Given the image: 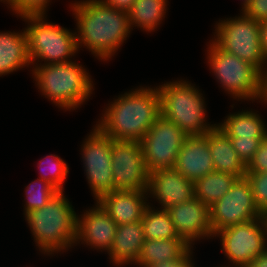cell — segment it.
I'll return each mask as SVG.
<instances>
[{
    "label": "cell",
    "instance_id": "836d02e7",
    "mask_svg": "<svg viewBox=\"0 0 267 267\" xmlns=\"http://www.w3.org/2000/svg\"><path fill=\"white\" fill-rule=\"evenodd\" d=\"M193 246L182 257L175 260H165L164 262H157L149 267H196L192 260Z\"/></svg>",
    "mask_w": 267,
    "mask_h": 267
},
{
    "label": "cell",
    "instance_id": "60d3db41",
    "mask_svg": "<svg viewBox=\"0 0 267 267\" xmlns=\"http://www.w3.org/2000/svg\"><path fill=\"white\" fill-rule=\"evenodd\" d=\"M15 0H0V2H3L5 4H8L7 6L9 7Z\"/></svg>",
    "mask_w": 267,
    "mask_h": 267
},
{
    "label": "cell",
    "instance_id": "484cf974",
    "mask_svg": "<svg viewBox=\"0 0 267 267\" xmlns=\"http://www.w3.org/2000/svg\"><path fill=\"white\" fill-rule=\"evenodd\" d=\"M149 204L141 220L145 240L181 238L178 236L167 210L160 207L155 210L150 202Z\"/></svg>",
    "mask_w": 267,
    "mask_h": 267
},
{
    "label": "cell",
    "instance_id": "8992f818",
    "mask_svg": "<svg viewBox=\"0 0 267 267\" xmlns=\"http://www.w3.org/2000/svg\"><path fill=\"white\" fill-rule=\"evenodd\" d=\"M28 26L25 32L32 67L71 62L78 53L76 32L48 22L45 15L21 17ZM44 63H41L43 62ZM38 62H40L38 64Z\"/></svg>",
    "mask_w": 267,
    "mask_h": 267
},
{
    "label": "cell",
    "instance_id": "1f68e13d",
    "mask_svg": "<svg viewBox=\"0 0 267 267\" xmlns=\"http://www.w3.org/2000/svg\"><path fill=\"white\" fill-rule=\"evenodd\" d=\"M246 172H267V136L261 140L258 150L246 165Z\"/></svg>",
    "mask_w": 267,
    "mask_h": 267
},
{
    "label": "cell",
    "instance_id": "74e56055",
    "mask_svg": "<svg viewBox=\"0 0 267 267\" xmlns=\"http://www.w3.org/2000/svg\"><path fill=\"white\" fill-rule=\"evenodd\" d=\"M247 267H267V249L259 254Z\"/></svg>",
    "mask_w": 267,
    "mask_h": 267
},
{
    "label": "cell",
    "instance_id": "cb8c5ba5",
    "mask_svg": "<svg viewBox=\"0 0 267 267\" xmlns=\"http://www.w3.org/2000/svg\"><path fill=\"white\" fill-rule=\"evenodd\" d=\"M168 0H136L128 11L131 30L154 32L166 16Z\"/></svg>",
    "mask_w": 267,
    "mask_h": 267
},
{
    "label": "cell",
    "instance_id": "f546056e",
    "mask_svg": "<svg viewBox=\"0 0 267 267\" xmlns=\"http://www.w3.org/2000/svg\"><path fill=\"white\" fill-rule=\"evenodd\" d=\"M50 0H15L8 8L19 16L46 15Z\"/></svg>",
    "mask_w": 267,
    "mask_h": 267
},
{
    "label": "cell",
    "instance_id": "ab89813d",
    "mask_svg": "<svg viewBox=\"0 0 267 267\" xmlns=\"http://www.w3.org/2000/svg\"><path fill=\"white\" fill-rule=\"evenodd\" d=\"M242 2H243V3H242V5H241V6H242V7H241V8H242L241 11L244 12L245 9L250 5L251 0H242Z\"/></svg>",
    "mask_w": 267,
    "mask_h": 267
},
{
    "label": "cell",
    "instance_id": "7402d4cb",
    "mask_svg": "<svg viewBox=\"0 0 267 267\" xmlns=\"http://www.w3.org/2000/svg\"><path fill=\"white\" fill-rule=\"evenodd\" d=\"M251 110L230 113L224 121L217 124L228 137H240V139H264L267 136V128L262 115Z\"/></svg>",
    "mask_w": 267,
    "mask_h": 267
},
{
    "label": "cell",
    "instance_id": "d6a6232c",
    "mask_svg": "<svg viewBox=\"0 0 267 267\" xmlns=\"http://www.w3.org/2000/svg\"><path fill=\"white\" fill-rule=\"evenodd\" d=\"M243 13L257 22L267 20V0H251Z\"/></svg>",
    "mask_w": 267,
    "mask_h": 267
},
{
    "label": "cell",
    "instance_id": "5bb4252c",
    "mask_svg": "<svg viewBox=\"0 0 267 267\" xmlns=\"http://www.w3.org/2000/svg\"><path fill=\"white\" fill-rule=\"evenodd\" d=\"M179 237L191 247L195 241L213 239L209 207L197 198L166 209ZM194 242V243H193Z\"/></svg>",
    "mask_w": 267,
    "mask_h": 267
},
{
    "label": "cell",
    "instance_id": "9a60e30c",
    "mask_svg": "<svg viewBox=\"0 0 267 267\" xmlns=\"http://www.w3.org/2000/svg\"><path fill=\"white\" fill-rule=\"evenodd\" d=\"M117 224L96 201L95 207L87 209L83 214H77L76 240L77 244H86L91 249L109 252L117 230Z\"/></svg>",
    "mask_w": 267,
    "mask_h": 267
},
{
    "label": "cell",
    "instance_id": "2e32d148",
    "mask_svg": "<svg viewBox=\"0 0 267 267\" xmlns=\"http://www.w3.org/2000/svg\"><path fill=\"white\" fill-rule=\"evenodd\" d=\"M147 195L156 199L161 209H168L195 197L194 182L174 167L157 169L149 172Z\"/></svg>",
    "mask_w": 267,
    "mask_h": 267
},
{
    "label": "cell",
    "instance_id": "7c38bea8",
    "mask_svg": "<svg viewBox=\"0 0 267 267\" xmlns=\"http://www.w3.org/2000/svg\"><path fill=\"white\" fill-rule=\"evenodd\" d=\"M114 190L147 191L149 171L141 141L111 139Z\"/></svg>",
    "mask_w": 267,
    "mask_h": 267
},
{
    "label": "cell",
    "instance_id": "5b68a950",
    "mask_svg": "<svg viewBox=\"0 0 267 267\" xmlns=\"http://www.w3.org/2000/svg\"><path fill=\"white\" fill-rule=\"evenodd\" d=\"M157 89L161 115L178 126L186 136L205 135L217 126L207 122L205 99L191 82L173 80L157 86Z\"/></svg>",
    "mask_w": 267,
    "mask_h": 267
},
{
    "label": "cell",
    "instance_id": "f35d334b",
    "mask_svg": "<svg viewBox=\"0 0 267 267\" xmlns=\"http://www.w3.org/2000/svg\"><path fill=\"white\" fill-rule=\"evenodd\" d=\"M261 219H262L263 224H264L265 233H266V239H267V211L262 213Z\"/></svg>",
    "mask_w": 267,
    "mask_h": 267
},
{
    "label": "cell",
    "instance_id": "7a4b0ae2",
    "mask_svg": "<svg viewBox=\"0 0 267 267\" xmlns=\"http://www.w3.org/2000/svg\"><path fill=\"white\" fill-rule=\"evenodd\" d=\"M107 105L96 126L113 140L141 141L161 115L157 86H140Z\"/></svg>",
    "mask_w": 267,
    "mask_h": 267
},
{
    "label": "cell",
    "instance_id": "603a6c76",
    "mask_svg": "<svg viewBox=\"0 0 267 267\" xmlns=\"http://www.w3.org/2000/svg\"><path fill=\"white\" fill-rule=\"evenodd\" d=\"M190 248L183 238L145 240L136 266L149 267L157 262L175 260Z\"/></svg>",
    "mask_w": 267,
    "mask_h": 267
},
{
    "label": "cell",
    "instance_id": "ffe728a7",
    "mask_svg": "<svg viewBox=\"0 0 267 267\" xmlns=\"http://www.w3.org/2000/svg\"><path fill=\"white\" fill-rule=\"evenodd\" d=\"M31 65L25 29L0 32V76Z\"/></svg>",
    "mask_w": 267,
    "mask_h": 267
},
{
    "label": "cell",
    "instance_id": "d590c367",
    "mask_svg": "<svg viewBox=\"0 0 267 267\" xmlns=\"http://www.w3.org/2000/svg\"><path fill=\"white\" fill-rule=\"evenodd\" d=\"M259 40L262 55L267 61V20L259 22Z\"/></svg>",
    "mask_w": 267,
    "mask_h": 267
},
{
    "label": "cell",
    "instance_id": "9c48e42d",
    "mask_svg": "<svg viewBox=\"0 0 267 267\" xmlns=\"http://www.w3.org/2000/svg\"><path fill=\"white\" fill-rule=\"evenodd\" d=\"M214 237L220 238L221 251L232 267H247L267 249L266 233L261 218L221 229Z\"/></svg>",
    "mask_w": 267,
    "mask_h": 267
},
{
    "label": "cell",
    "instance_id": "8d00e7d4",
    "mask_svg": "<svg viewBox=\"0 0 267 267\" xmlns=\"http://www.w3.org/2000/svg\"><path fill=\"white\" fill-rule=\"evenodd\" d=\"M267 63L265 64L264 68L261 71V78H260V94L258 100L261 103L267 104Z\"/></svg>",
    "mask_w": 267,
    "mask_h": 267
},
{
    "label": "cell",
    "instance_id": "d6986e66",
    "mask_svg": "<svg viewBox=\"0 0 267 267\" xmlns=\"http://www.w3.org/2000/svg\"><path fill=\"white\" fill-rule=\"evenodd\" d=\"M144 241L141 221L118 225L111 249L108 252L110 262L116 267L136 265Z\"/></svg>",
    "mask_w": 267,
    "mask_h": 267
},
{
    "label": "cell",
    "instance_id": "6da1fadb",
    "mask_svg": "<svg viewBox=\"0 0 267 267\" xmlns=\"http://www.w3.org/2000/svg\"><path fill=\"white\" fill-rule=\"evenodd\" d=\"M70 8L76 20L78 51L84 46L101 61L112 59L131 33L128 13L101 0L75 1Z\"/></svg>",
    "mask_w": 267,
    "mask_h": 267
},
{
    "label": "cell",
    "instance_id": "30bf717a",
    "mask_svg": "<svg viewBox=\"0 0 267 267\" xmlns=\"http://www.w3.org/2000/svg\"><path fill=\"white\" fill-rule=\"evenodd\" d=\"M82 143L81 155L83 167L94 200L114 191L111 160V138L96 125Z\"/></svg>",
    "mask_w": 267,
    "mask_h": 267
},
{
    "label": "cell",
    "instance_id": "52a82bcc",
    "mask_svg": "<svg viewBox=\"0 0 267 267\" xmlns=\"http://www.w3.org/2000/svg\"><path fill=\"white\" fill-rule=\"evenodd\" d=\"M207 63L217 82L238 101L252 103L260 94L261 72L250 63L221 50L212 40L207 44Z\"/></svg>",
    "mask_w": 267,
    "mask_h": 267
},
{
    "label": "cell",
    "instance_id": "8fae6325",
    "mask_svg": "<svg viewBox=\"0 0 267 267\" xmlns=\"http://www.w3.org/2000/svg\"><path fill=\"white\" fill-rule=\"evenodd\" d=\"M186 137L178 126L160 115L141 140L148 171L175 167Z\"/></svg>",
    "mask_w": 267,
    "mask_h": 267
},
{
    "label": "cell",
    "instance_id": "4316f807",
    "mask_svg": "<svg viewBox=\"0 0 267 267\" xmlns=\"http://www.w3.org/2000/svg\"><path fill=\"white\" fill-rule=\"evenodd\" d=\"M38 168L40 169L39 179L47 181L58 191H64L63 185L69 173V166L62 158L54 154L47 155L40 159Z\"/></svg>",
    "mask_w": 267,
    "mask_h": 267
},
{
    "label": "cell",
    "instance_id": "44dd1931",
    "mask_svg": "<svg viewBox=\"0 0 267 267\" xmlns=\"http://www.w3.org/2000/svg\"><path fill=\"white\" fill-rule=\"evenodd\" d=\"M208 141L215 171L245 178L246 165L238 157L230 138L216 126L208 132Z\"/></svg>",
    "mask_w": 267,
    "mask_h": 267
},
{
    "label": "cell",
    "instance_id": "e0dca14e",
    "mask_svg": "<svg viewBox=\"0 0 267 267\" xmlns=\"http://www.w3.org/2000/svg\"><path fill=\"white\" fill-rule=\"evenodd\" d=\"M174 168L194 183L215 171L209 148L208 132L205 135L185 138Z\"/></svg>",
    "mask_w": 267,
    "mask_h": 267
},
{
    "label": "cell",
    "instance_id": "3957f363",
    "mask_svg": "<svg viewBox=\"0 0 267 267\" xmlns=\"http://www.w3.org/2000/svg\"><path fill=\"white\" fill-rule=\"evenodd\" d=\"M24 216L42 254L53 256L54 253H63L74 246L77 213L64 191H59L44 207Z\"/></svg>",
    "mask_w": 267,
    "mask_h": 267
},
{
    "label": "cell",
    "instance_id": "e575fe53",
    "mask_svg": "<svg viewBox=\"0 0 267 267\" xmlns=\"http://www.w3.org/2000/svg\"><path fill=\"white\" fill-rule=\"evenodd\" d=\"M105 5L115 8L120 11H128L133 6L136 0H101Z\"/></svg>",
    "mask_w": 267,
    "mask_h": 267
},
{
    "label": "cell",
    "instance_id": "4fadbf2b",
    "mask_svg": "<svg viewBox=\"0 0 267 267\" xmlns=\"http://www.w3.org/2000/svg\"><path fill=\"white\" fill-rule=\"evenodd\" d=\"M213 233L226 227L261 218L247 178H239L232 188L209 207Z\"/></svg>",
    "mask_w": 267,
    "mask_h": 267
},
{
    "label": "cell",
    "instance_id": "d4e9b609",
    "mask_svg": "<svg viewBox=\"0 0 267 267\" xmlns=\"http://www.w3.org/2000/svg\"><path fill=\"white\" fill-rule=\"evenodd\" d=\"M238 179L228 173L213 171L194 183L195 198L210 207L221 199Z\"/></svg>",
    "mask_w": 267,
    "mask_h": 267
},
{
    "label": "cell",
    "instance_id": "ac0fdd59",
    "mask_svg": "<svg viewBox=\"0 0 267 267\" xmlns=\"http://www.w3.org/2000/svg\"><path fill=\"white\" fill-rule=\"evenodd\" d=\"M147 198V191L114 190L103 195L97 202L117 225H121L142 220L149 205Z\"/></svg>",
    "mask_w": 267,
    "mask_h": 267
},
{
    "label": "cell",
    "instance_id": "83f0119b",
    "mask_svg": "<svg viewBox=\"0 0 267 267\" xmlns=\"http://www.w3.org/2000/svg\"><path fill=\"white\" fill-rule=\"evenodd\" d=\"M59 191L47 181L37 178L25 189L24 215L44 207Z\"/></svg>",
    "mask_w": 267,
    "mask_h": 267
},
{
    "label": "cell",
    "instance_id": "f1b7e54d",
    "mask_svg": "<svg viewBox=\"0 0 267 267\" xmlns=\"http://www.w3.org/2000/svg\"><path fill=\"white\" fill-rule=\"evenodd\" d=\"M250 182L254 202L261 213L267 211V172H246Z\"/></svg>",
    "mask_w": 267,
    "mask_h": 267
},
{
    "label": "cell",
    "instance_id": "277c9868",
    "mask_svg": "<svg viewBox=\"0 0 267 267\" xmlns=\"http://www.w3.org/2000/svg\"><path fill=\"white\" fill-rule=\"evenodd\" d=\"M31 71L38 91L65 111L84 105L94 90L92 76L75 61L35 65Z\"/></svg>",
    "mask_w": 267,
    "mask_h": 267
},
{
    "label": "cell",
    "instance_id": "ba28073f",
    "mask_svg": "<svg viewBox=\"0 0 267 267\" xmlns=\"http://www.w3.org/2000/svg\"><path fill=\"white\" fill-rule=\"evenodd\" d=\"M239 15L216 22L212 41L221 50L250 63L261 72L267 61L260 48L259 22L243 12Z\"/></svg>",
    "mask_w": 267,
    "mask_h": 267
},
{
    "label": "cell",
    "instance_id": "4dcf8cb0",
    "mask_svg": "<svg viewBox=\"0 0 267 267\" xmlns=\"http://www.w3.org/2000/svg\"><path fill=\"white\" fill-rule=\"evenodd\" d=\"M234 150L238 157L245 165L253 158L255 152L258 150L259 144L263 139H240V137H229Z\"/></svg>",
    "mask_w": 267,
    "mask_h": 267
}]
</instances>
